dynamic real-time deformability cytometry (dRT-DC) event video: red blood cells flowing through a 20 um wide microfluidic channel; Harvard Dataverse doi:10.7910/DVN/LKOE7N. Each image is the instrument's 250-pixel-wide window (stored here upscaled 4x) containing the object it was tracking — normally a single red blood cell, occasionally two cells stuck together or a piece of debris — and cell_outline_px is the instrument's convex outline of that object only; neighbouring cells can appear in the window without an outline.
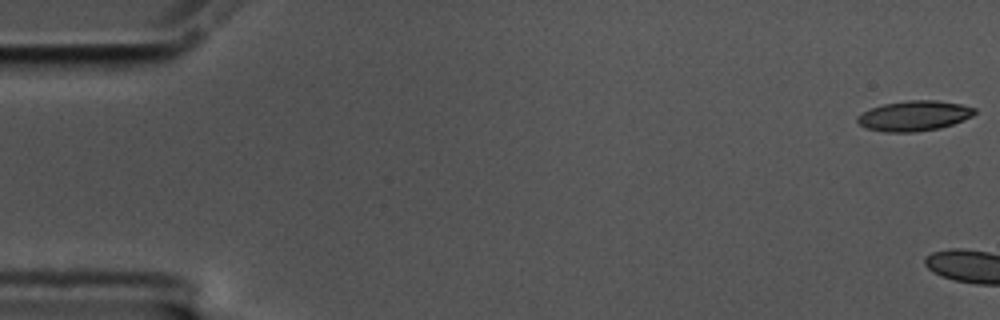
{"species": "common noctule bat (a hibernating species)", "species_latin": "Nyctalus noctula", "temperature_condition": "cold", "stored_images_in_passage": 4, "camera_frame_rate_fps": 3000, "um_per_image_px": 0.085, "animal": {"sex": "male", "body_mass_g": 17.5, "forearm_length_mm": 52.3}, "frame": {"image": 1, "passage_image": 1, "time_ms": 0.0, "image_size_px": [1000, 320], "cell_outline_px": [[976, 112], [972, 116], [952, 124], [940, 128], [916, 132], [884, 132], [864, 128], [856, 120], [856, 116], [872, 108], [884, 104], [908, 100], [936, 100], [960, 104], [976, 108]], "centroid_in_image_um": [77.69, 9.85], "position_along_channel_um": 7.3, "area_um2": 20.58}}